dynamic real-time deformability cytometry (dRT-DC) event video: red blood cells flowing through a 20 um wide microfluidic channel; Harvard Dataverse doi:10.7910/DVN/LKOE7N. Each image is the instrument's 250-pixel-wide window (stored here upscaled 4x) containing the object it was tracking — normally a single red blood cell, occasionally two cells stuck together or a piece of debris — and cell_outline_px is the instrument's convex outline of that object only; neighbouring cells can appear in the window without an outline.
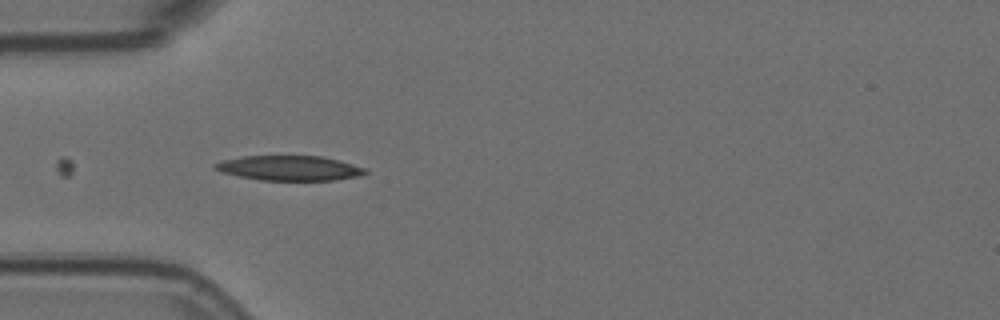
{"species": "Egyptian fruit bat (a non-hibernating species)", "species_latin": "Rousettus aegyptiacus", "temperature_condition": "room temperature", "stored_images_in_passage": 3, "camera_frame_rate_fps": 3000, "um_per_image_px": 0.085, "animal": {"sex": "female"}, "frame": {"image": 1, "passage_image": 1, "time_ms": 0.0, "image_size_px": [1000, 320], "cell_outline_px": [[368, 172], [360, 176], [336, 180], [260, 180], [220, 172], [212, 168], [212, 164], [224, 160], [244, 156], [320, 156], [340, 160], [368, 168]], "centroid_in_image_um": [24.64, 14.29], "position_along_channel_um": 60.4, "area_um2": 21.91}}
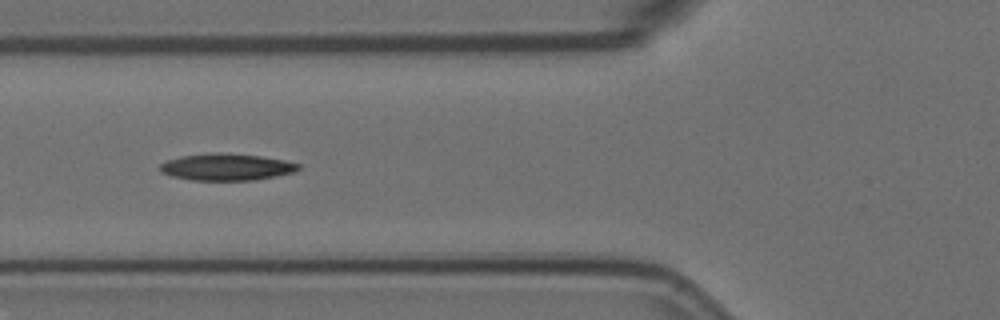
{"frame": {"image": 2, "passage_image": 2, "time_ms": 0.333, "image_size_px": [1000, 320], "cell_outline_px": [[300, 168], [292, 172], [276, 176], [256, 180], [192, 180], [172, 176], [160, 172], [160, 164], [168, 160], [180, 156], [212, 152], [216, 152], [260, 156], [284, 160], [300, 164]], "centroid_in_image_um": [19.23, 14.19], "position_along_channel_um": 106.6, "area_um2": 21.56}}
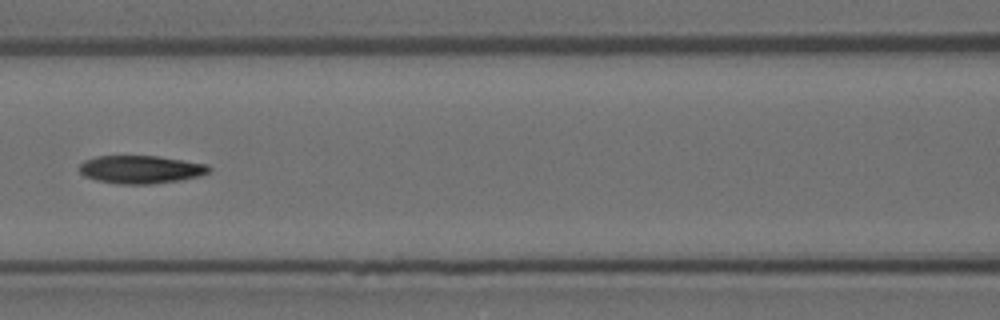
{"frame": {"image": 3, "passage_image": 3, "time_ms": 0.667, "image_size_px": [1000, 320], "cell_outline_px": [[212, 168], [208, 172], [200, 176], [180, 180], [152, 184], [120, 184], [96, 180], [84, 176], [80, 172], [80, 164], [84, 160], [96, 156], [160, 156], [208, 164]], "centroid_in_image_um": [11.98, 14.4], "position_along_channel_um": 154.6, "area_um2": 21.27}}